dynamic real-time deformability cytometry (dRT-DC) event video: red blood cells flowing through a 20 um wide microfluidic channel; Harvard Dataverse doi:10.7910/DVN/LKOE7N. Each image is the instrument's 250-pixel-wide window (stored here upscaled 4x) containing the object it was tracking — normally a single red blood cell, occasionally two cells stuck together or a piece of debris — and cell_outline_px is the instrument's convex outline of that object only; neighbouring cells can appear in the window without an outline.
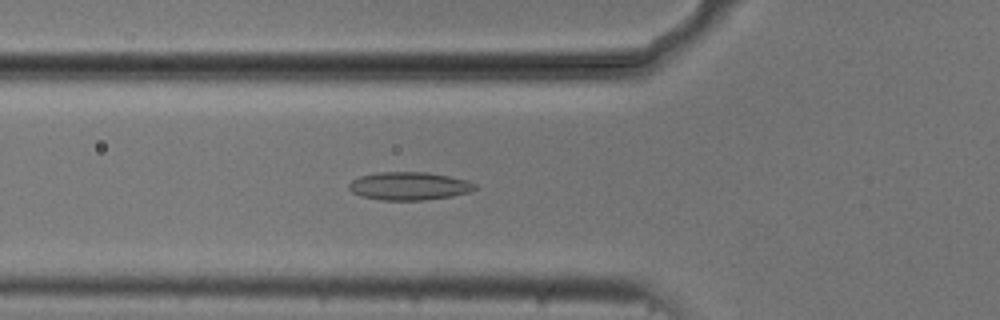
{"species": "common noctule bat (a hibernating species)", "species_latin": "Nyctalus noctula", "temperature_condition": "cold", "stored_images_in_passage": 54, "camera_frame_rate_fps": 3000, "um_per_image_px": 0.085, "animal": {"sex": "male", "body_mass_g": 20.5, "forearm_length_mm": 52.5}, "frame": {"image": 1, "passage_image": 19, "time_ms": 6.0, "image_size_px": [1000, 320], "cell_outline_px": [[476, 188], [468, 192], [452, 196], [424, 200], [380, 200], [360, 196], [352, 192], [348, 188], [348, 184], [352, 180], [360, 176], [380, 172], [428, 172], [468, 180], [476, 184]], "centroid_in_image_um": [34.76, 15.81], "position_along_channel_um": 91.0, "area_um2": 20.63}}
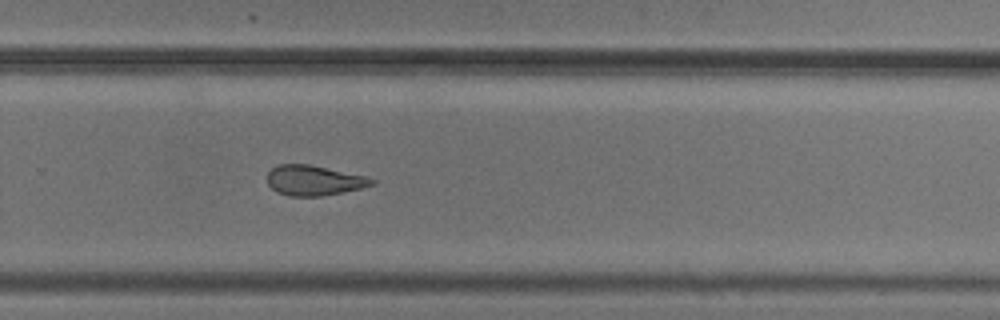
{"frame": {"image": 2, "passage_image": 36, "time_ms": 11.667, "image_size_px": [1000, 320], "cell_outline_px": [[376, 184], [360, 188], [320, 196], [288, 196], [276, 192], [268, 184], [268, 172], [272, 168], [280, 164], [308, 164], [364, 176], [376, 180]], "centroid_in_image_um": [26.65, 15.34], "position_along_channel_um": 303.1, "area_um2": 18.09}}
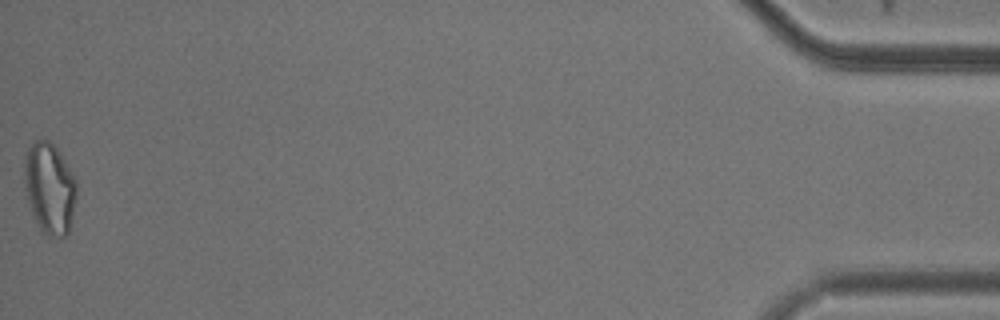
{"frame": {"image": 3, "passage_image": 54, "time_ms": 17.667, "image_size_px": [1000, 320], "cell_outline_px": [[76, 200], [68, 232], [64, 236], [48, 236], [40, 232], [28, 204], [24, 184], [24, 160], [28, 148], [36, 140], [48, 140], [60, 152], [72, 172], [76, 180]], "centroid_in_image_um": [4.2, 16.01], "position_along_channel_um": 431.0, "area_um2": 27.86}, "authors_computed_cell_mechanics": {"area_um2": 20.6924, "velocity_mm_per_s": 3.7338, "shape_relaxation_time_tau1_ms": null, "shape_relaxation_time_tau2_ms": 4.5908, "deformation_change_tau1": null, "deformation_change_tau2": 0.1197}}